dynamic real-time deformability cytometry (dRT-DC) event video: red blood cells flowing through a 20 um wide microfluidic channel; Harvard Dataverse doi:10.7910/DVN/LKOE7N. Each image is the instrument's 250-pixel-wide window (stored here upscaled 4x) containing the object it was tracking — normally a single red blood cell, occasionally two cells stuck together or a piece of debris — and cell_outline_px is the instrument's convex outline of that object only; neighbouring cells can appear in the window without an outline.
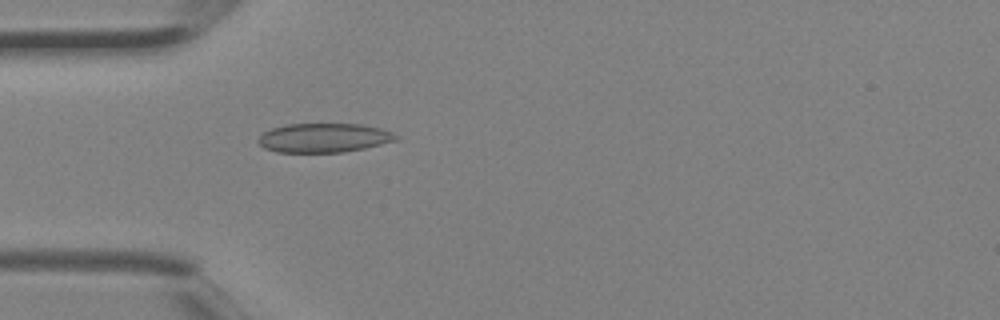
{"species": "Egyptian fruit bat (a non-hibernating species)", "species_latin": "Rousettus aegyptiacus", "temperature_condition": "room temperature", "stored_images_in_passage": 3, "camera_frame_rate_fps": 3000, "um_per_image_px": 0.085, "animal": {"sex": "female"}, "frame": {"image": 1, "passage_image": 3, "time_ms": 0.667, "image_size_px": [1000, 320], "cell_outline_px": [[400, 140], [364, 148], [344, 152], [276, 152], [264, 148], [256, 140], [264, 132], [272, 128], [288, 124], [360, 124], [380, 128], [392, 132], [400, 136]], "centroid_in_image_um": [27.56, 11.72], "position_along_channel_um": 57.4, "area_um2": 23.47}}